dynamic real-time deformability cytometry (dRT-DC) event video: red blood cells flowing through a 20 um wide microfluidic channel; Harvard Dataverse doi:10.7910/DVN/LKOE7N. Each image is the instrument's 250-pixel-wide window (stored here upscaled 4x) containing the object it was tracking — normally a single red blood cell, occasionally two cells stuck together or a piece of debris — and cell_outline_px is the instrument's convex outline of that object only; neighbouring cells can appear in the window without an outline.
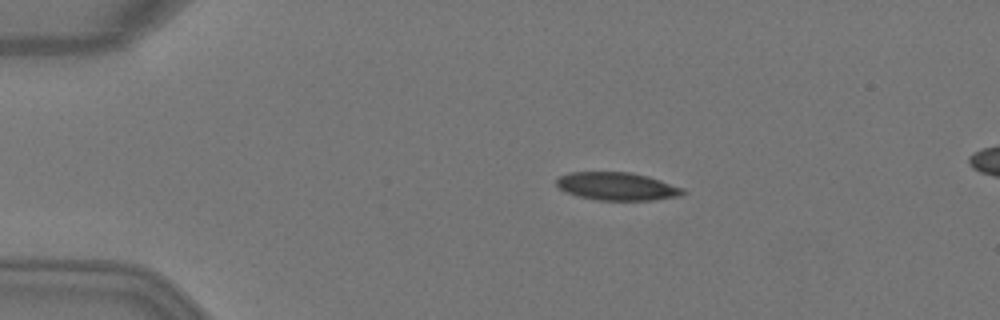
{"species": "Egyptian fruit bat (a non-hibernating species)", "species_latin": "Rousettus aegyptiacus", "temperature_condition": "warm", "stored_images_in_passage": 5, "camera_frame_rate_fps": 3000, "um_per_image_px": 0.085, "animal": {"sex": "female"}, "frame": {"image": 1, "passage_image": 3, "time_ms": 0.667, "image_size_px": [1000, 320], "cell_outline_px": [[688, 192], [680, 196], [652, 200], [596, 200], [576, 196], [564, 192], [556, 184], [556, 180], [560, 176], [568, 172], [632, 172], [648, 176], [684, 188]], "centroid_in_image_um": [52.45, 15.84], "position_along_channel_um": 32.6, "area_um2": 20.81}}